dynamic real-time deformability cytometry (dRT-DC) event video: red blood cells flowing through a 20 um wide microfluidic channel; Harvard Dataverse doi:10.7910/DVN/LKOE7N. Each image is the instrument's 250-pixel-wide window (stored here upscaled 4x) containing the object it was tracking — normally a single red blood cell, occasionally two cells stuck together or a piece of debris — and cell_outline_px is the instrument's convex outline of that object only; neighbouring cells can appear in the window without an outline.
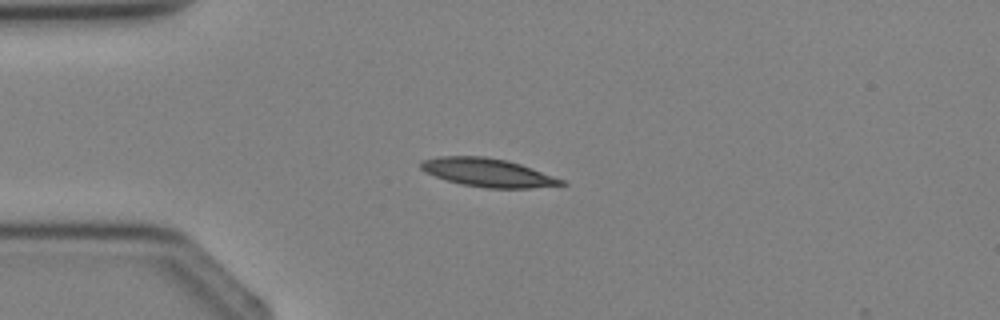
{"species": "Egyptian fruit bat (a non-hibernating species)", "species_latin": "Rousettus aegyptiacus", "temperature_condition": "cold", "stored_images_in_passage": 4, "camera_frame_rate_fps": 3000, "um_per_image_px": 0.085, "animal": {"sex": "female"}, "frame": {"image": 1, "passage_image": 3, "time_ms": 2.333, "image_size_px": [1000, 320], "cell_outline_px": [[568, 184], [528, 188], [488, 188], [460, 184], [436, 176], [420, 168], [420, 160], [440, 156], [484, 156], [508, 160], [532, 168], [564, 180]], "centroid_in_image_um": [41.46, 14.66], "position_along_channel_um": 43.5, "area_um2": 23.06}}
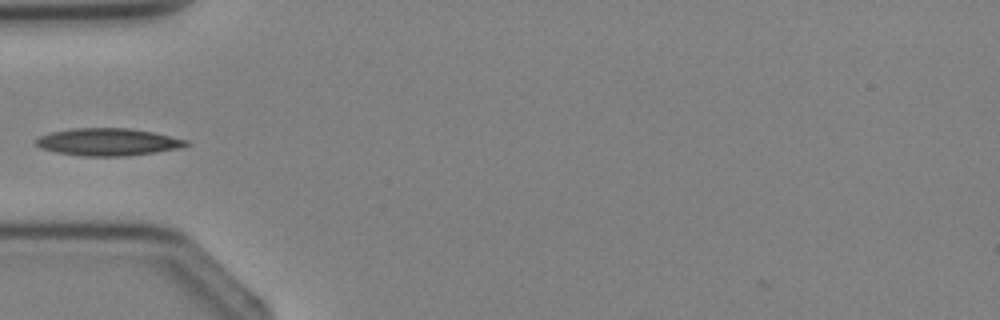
{"frame": {"image": 2, "passage_image": 4, "time_ms": 3.333, "image_size_px": [1000, 320], "cell_outline_px": [[192, 144], [180, 148], [124, 156], [80, 156], [56, 152], [40, 148], [36, 144], [36, 140], [40, 136], [52, 132], [72, 128], [128, 128], [152, 132], [188, 140]], "centroid_in_image_um": [9.18, 12.07], "position_along_channel_um": 75.8, "area_um2": 23.81}}